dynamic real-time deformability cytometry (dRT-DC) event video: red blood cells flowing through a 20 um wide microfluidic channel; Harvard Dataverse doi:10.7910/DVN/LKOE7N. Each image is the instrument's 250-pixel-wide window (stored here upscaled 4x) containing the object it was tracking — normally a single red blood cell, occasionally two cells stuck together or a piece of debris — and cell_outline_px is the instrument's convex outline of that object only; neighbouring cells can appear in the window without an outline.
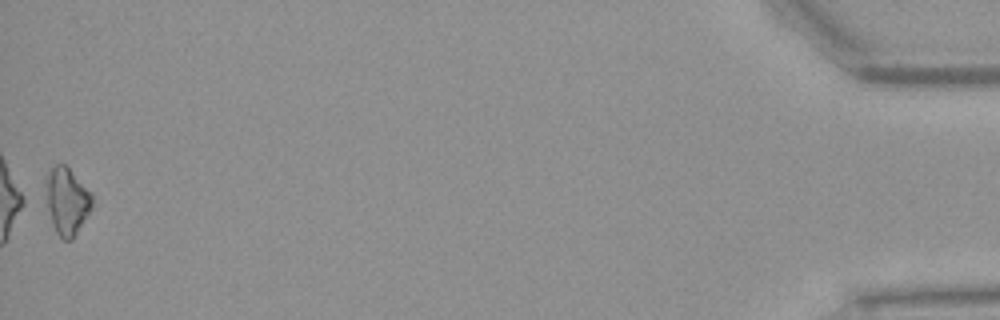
{"species": "Egyptian fruit bat (a non-hibernating species)", "species_latin": "Rousettus aegyptiacus", "temperature_condition": "warm", "stored_images_in_passage": 50, "camera_frame_rate_fps": 3000, "um_per_image_px": 0.085, "animal": {"sex": "female"}, "frame": {"image": 1, "passage_image": 50, "time_ms": 16.333, "image_size_px": [1000, 320], "cell_outline_px": [[92, 208], [72, 240], [64, 240], [56, 232], [52, 224], [48, 208], [44, 184], [44, 176], [48, 168], [56, 164], [64, 164], [92, 192]], "centroid_in_image_um": [5.66, 17.05], "position_along_channel_um": 429.5, "area_um2": 18.32}, "authors_computed_cell_mechanics": {"area_um2": 18.6116, "velocity_mm_per_s": 3.899, "shape_relaxation_time_tau1_ms": 6.6366, "shape_relaxation_time_tau2_ms": null, "deformation_change_tau1": 0.18, "deformation_change_tau2": null}}